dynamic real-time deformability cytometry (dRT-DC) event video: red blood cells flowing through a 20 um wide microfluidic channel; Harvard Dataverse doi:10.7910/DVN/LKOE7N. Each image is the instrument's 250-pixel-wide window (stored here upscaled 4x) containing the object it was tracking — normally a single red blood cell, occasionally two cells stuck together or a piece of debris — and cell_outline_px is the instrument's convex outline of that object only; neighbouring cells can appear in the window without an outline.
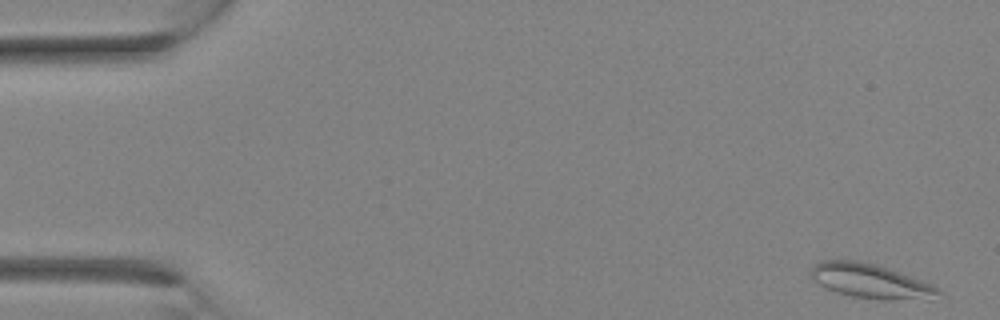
{"species": "Egyptian fruit bat (a non-hibernating species)", "species_latin": "Rousettus aegyptiacus", "temperature_condition": "room temperature", "stored_images_in_passage": 2, "camera_frame_rate_fps": 3000, "um_per_image_px": 0.085, "animal": {"sex": "female"}, "frame": {"image": 1, "passage_image": 1, "time_ms": 0.0, "image_size_px": [1000, 320], "cell_outline_px": [[940, 292], [932, 300], [884, 300], [852, 296], [836, 292], [812, 280], [812, 264], [820, 260], [860, 260], [876, 264], [912, 276], [932, 284]], "centroid_in_image_um": [74.01, 23.89], "position_along_channel_um": 11.0, "area_um2": 25.72}}